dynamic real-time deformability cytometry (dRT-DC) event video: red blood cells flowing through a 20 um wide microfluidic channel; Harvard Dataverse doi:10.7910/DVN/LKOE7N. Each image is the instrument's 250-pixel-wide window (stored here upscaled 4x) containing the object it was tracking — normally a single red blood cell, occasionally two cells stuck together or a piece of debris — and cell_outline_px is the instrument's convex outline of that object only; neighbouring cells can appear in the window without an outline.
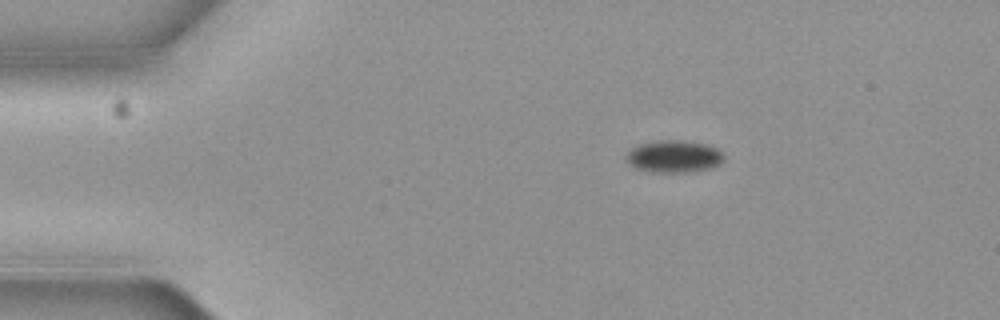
{"species": "common noctule bat (a hibernating species)", "species_latin": "Nyctalus noctula", "temperature_condition": "cold", "stored_images_in_passage": 3, "camera_frame_rate_fps": 3000, "um_per_image_px": 0.085, "animal": {"sex": "female", "body_mass_g": 19.3, "forearm_length_mm": 54.1}, "frame": {"image": 1, "passage_image": 3, "time_ms": 0.667, "image_size_px": [1000, 320], "cell_outline_px": [[724, 160], [720, 164], [712, 168], [692, 172], [648, 172], [636, 168], [628, 164], [628, 152], [632, 148], [640, 144], [664, 140], [680, 140], [704, 144], [716, 148], [724, 156]], "centroid_in_image_um": [57.31, 13.32], "position_along_channel_um": 27.7, "area_um2": 18.21}}